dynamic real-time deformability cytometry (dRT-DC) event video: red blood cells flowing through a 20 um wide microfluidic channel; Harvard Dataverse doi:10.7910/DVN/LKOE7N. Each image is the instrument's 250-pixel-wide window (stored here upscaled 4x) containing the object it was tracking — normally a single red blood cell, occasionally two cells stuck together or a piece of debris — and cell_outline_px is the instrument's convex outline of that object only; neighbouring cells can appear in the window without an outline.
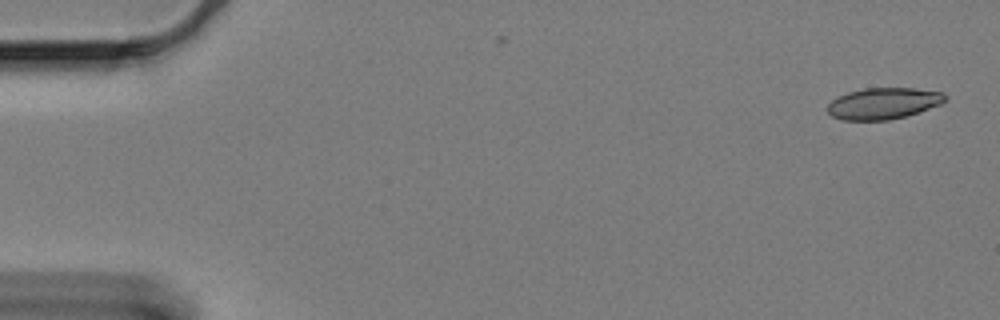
{"species": "Egyptian fruit bat (a non-hibernating species)", "species_latin": "Rousettus aegyptiacus", "temperature_condition": "cold", "stored_images_in_passage": 7, "camera_frame_rate_fps": 3000, "um_per_image_px": 0.085, "animal": {"sex": "female"}, "frame": {"image": 1, "passage_image": 1, "time_ms": 0.0, "image_size_px": [1000, 320], "cell_outline_px": [[948, 100], [940, 104], [904, 116], [888, 120], [840, 120], [832, 116], [828, 112], [828, 104], [832, 100], [848, 92], [864, 88], [916, 88], [944, 92], [948, 96]], "centroid_in_image_um": [75.11, 8.78], "position_along_channel_um": 9.9, "area_um2": 21.44}}